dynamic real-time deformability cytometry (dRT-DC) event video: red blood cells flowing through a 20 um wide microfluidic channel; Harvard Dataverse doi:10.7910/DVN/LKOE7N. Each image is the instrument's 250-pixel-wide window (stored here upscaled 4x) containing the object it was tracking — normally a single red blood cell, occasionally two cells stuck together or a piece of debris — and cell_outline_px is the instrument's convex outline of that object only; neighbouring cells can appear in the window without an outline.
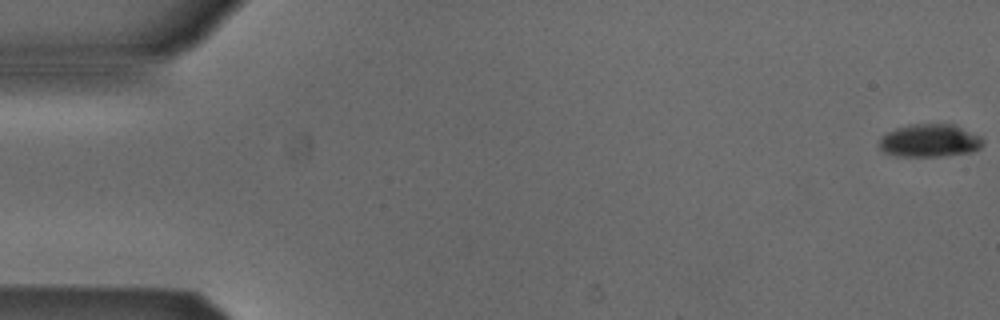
{"species": "Egyptian fruit bat (a non-hibernating species)", "species_latin": "Rousettus aegyptiacus", "temperature_condition": "cold", "stored_images_in_passage": 54, "camera_frame_rate_fps": 3000, "um_per_image_px": 0.085, "animal": {"sex": "male"}, "frame": {"image": 1, "passage_image": 1, "time_ms": 0.0, "image_size_px": [1000, 320], "cell_outline_px": [[984, 144], [980, 148], [972, 152], [940, 156], [900, 156], [884, 152], [880, 148], [880, 140], [888, 132], [896, 128], [908, 124], [956, 124], [980, 136], [984, 140]], "centroid_in_image_um": [79.08, 11.94], "position_along_channel_um": 5.9, "area_um2": 19.88}}
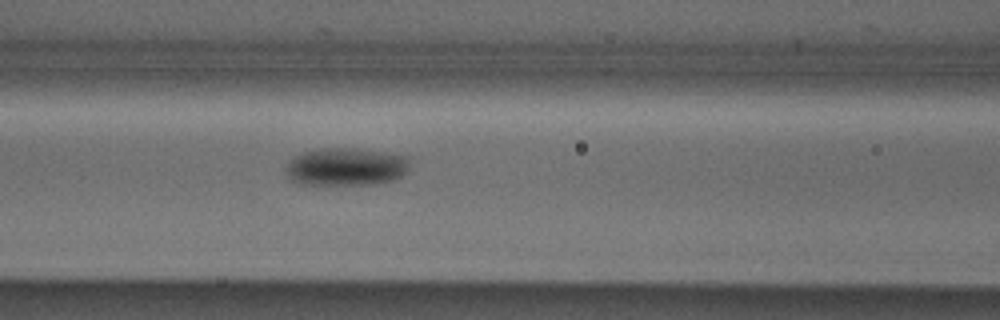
{"frame": {"image": 2, "passage_image": 23, "time_ms": 7.333, "image_size_px": [1000, 320], "cell_outline_px": [[412, 156], [408, 172], [392, 180], [372, 184], [304, 184], [292, 180], [288, 176], [288, 164], [292, 156], [304, 152], [324, 148], [352, 148], [384, 152]], "centroid_in_image_um": [29.49, 14.16], "position_along_channel_um": 137.1, "area_um2": 27.28}}
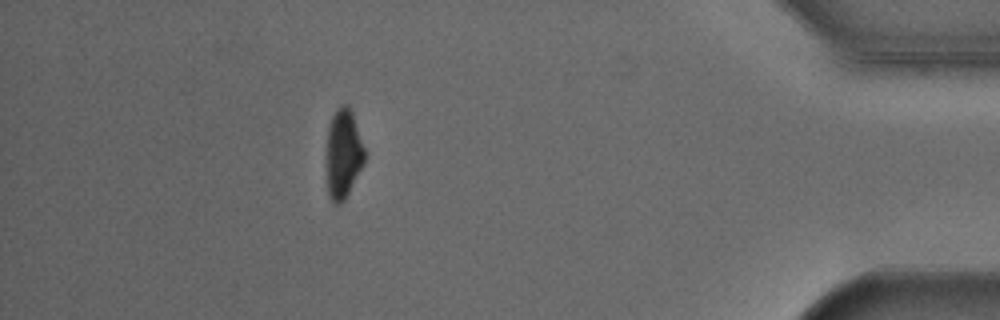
{"frame": {"image": 3, "passage_image": 48, "time_ms": 15.667, "image_size_px": [1000, 320], "cell_outline_px": [[364, 164], [344, 200], [340, 204], [336, 204], [328, 196], [328, 128], [332, 116], [336, 108], [340, 104], [348, 104], [352, 112], [364, 148]], "centroid_in_image_um": [29.19, 13.04], "position_along_channel_um": 406.0, "area_um2": 19.36}, "authors_computed_cell_mechanics": {"area_um2": 23.1489, "velocity_mm_per_s": 3.8593, "shape_relaxation_time_tau1_ms": 2.1116, "shape_relaxation_time_tau2_ms": null, "deformation_change_tau1": 0.1074, "deformation_change_tau2": null}}